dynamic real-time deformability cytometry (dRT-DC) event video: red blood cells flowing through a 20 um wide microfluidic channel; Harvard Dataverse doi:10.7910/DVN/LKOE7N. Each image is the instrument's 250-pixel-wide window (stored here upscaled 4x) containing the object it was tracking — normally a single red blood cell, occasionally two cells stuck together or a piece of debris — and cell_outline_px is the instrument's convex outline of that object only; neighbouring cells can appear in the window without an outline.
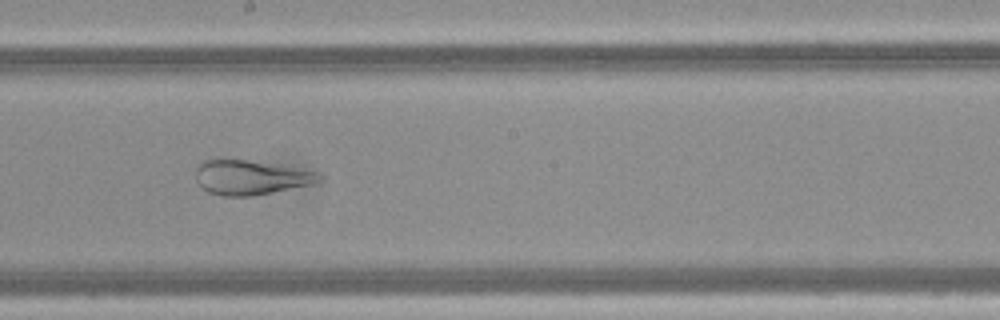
{"species": "Egyptian fruit bat (a non-hibernating species)", "species_latin": "Rousettus aegyptiacus", "temperature_condition": "warm", "stored_images_in_passage": 39, "camera_frame_rate_fps": 3000, "um_per_image_px": 0.085, "frame": {"image": 1, "passage_image": 16, "time_ms": 5.0, "image_size_px": [1000, 320], "cell_outline_px": [[324, 180], [320, 184], [252, 196], [224, 196], [208, 192], [200, 188], [196, 180], [196, 164], [200, 160], [248, 160], [320, 172]], "centroid_in_image_um": [21.36, 15.1], "position_along_channel_um": 226.8, "area_um2": 25.37}}
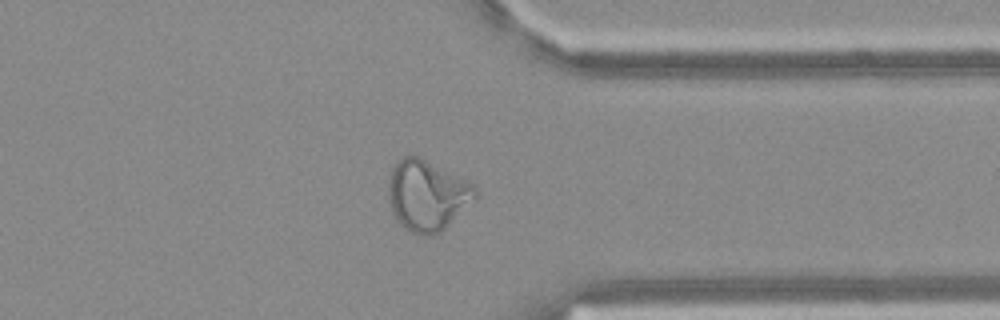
{"frame": {"image": 2, "passage_image": 28, "time_ms": 9.0, "image_size_px": [1000, 320], "cell_outline_px": [[480, 196], [476, 200], [440, 232], [432, 236], [420, 236], [404, 228], [396, 220], [392, 212], [388, 200], [388, 180], [392, 168], [404, 156], [416, 156], [468, 180], [476, 184]], "centroid_in_image_um": [36.34, 16.64], "position_along_channel_um": 375.1, "area_um2": 36.13}}
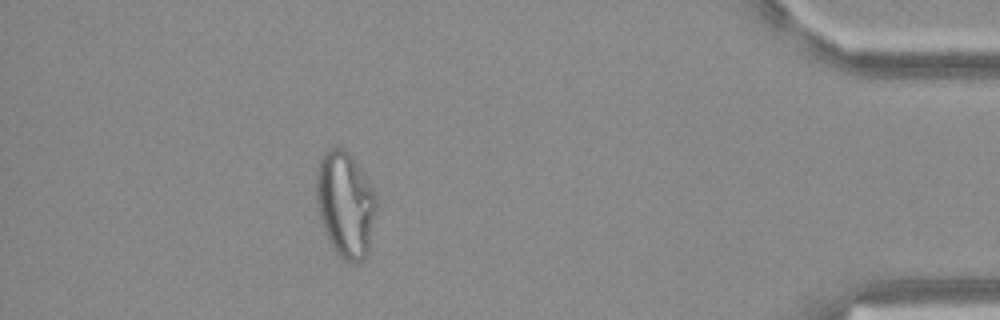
{"frame": {"image": 3, "passage_image": 34, "time_ms": 11.0, "image_size_px": [1000, 320], "cell_outline_px": [[376, 212], [368, 256], [364, 260], [356, 264], [352, 264], [344, 260], [332, 248], [324, 228], [316, 204], [316, 168], [320, 156], [328, 148], [344, 148], [356, 160], [376, 192]], "centroid_in_image_um": [29.37, 17.37], "position_along_channel_um": 405.8, "area_um2": 37.8}}